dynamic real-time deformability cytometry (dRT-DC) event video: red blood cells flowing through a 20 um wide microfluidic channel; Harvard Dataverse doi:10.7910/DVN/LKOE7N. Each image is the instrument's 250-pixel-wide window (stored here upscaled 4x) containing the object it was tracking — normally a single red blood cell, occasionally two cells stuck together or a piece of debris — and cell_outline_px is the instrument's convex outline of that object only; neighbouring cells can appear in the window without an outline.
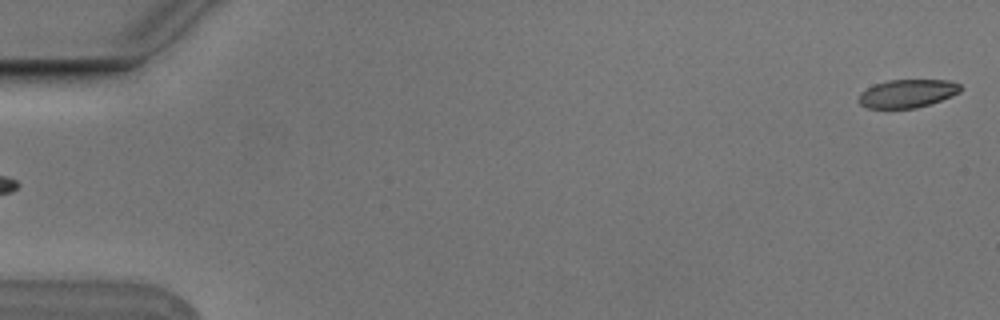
{"species": "Egyptian fruit bat (a non-hibernating species)", "species_latin": "Rousettus aegyptiacus", "temperature_condition": "cold", "stored_images_in_passage": 5, "segment_of_instrument_passage": [2, 2], "camera_frame_rate_fps": 3000, "um_per_image_px": 0.085, "animal": {"sex": "male"}, "frame": {"image": 1, "passage_image": 5, "time_ms": 1.333, "image_size_px": [1000, 320], "cell_outline_px": [[960, 92], [952, 96], [916, 108], [868, 108], [860, 104], [856, 100], [860, 92], [876, 84], [888, 80], [948, 80], [960, 84]], "centroid_in_image_um": [77.09, 7.95], "position_along_channel_um": 7.9, "area_um2": 16.65}}